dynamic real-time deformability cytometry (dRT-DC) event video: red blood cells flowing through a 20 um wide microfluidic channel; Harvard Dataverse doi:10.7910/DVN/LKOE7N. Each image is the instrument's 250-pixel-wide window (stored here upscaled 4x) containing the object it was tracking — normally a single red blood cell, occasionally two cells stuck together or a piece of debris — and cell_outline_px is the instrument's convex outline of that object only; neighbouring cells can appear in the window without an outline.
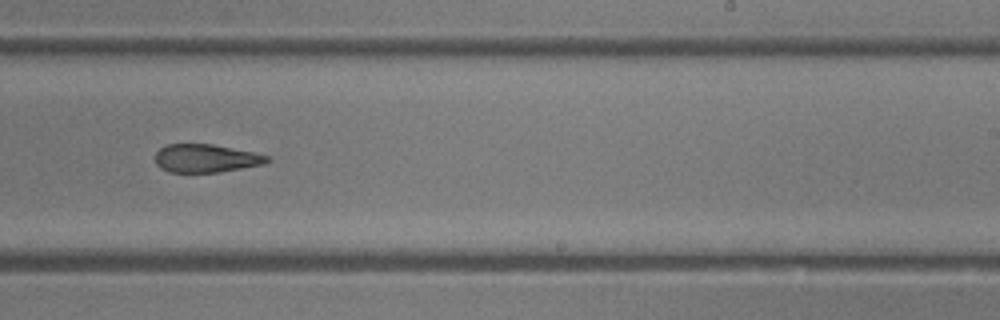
{"species": "common noctule bat (a hibernating species)", "species_latin": "Nyctalus noctula", "temperature_condition": "room temperature", "stored_images_in_passage": 24, "camera_frame_rate_fps": 3000, "um_per_image_px": 0.085, "animal": {"sex": "female"}, "frame": {"image": 1, "passage_image": 11, "time_ms": 3.333, "image_size_px": [1000, 320], "cell_outline_px": [[272, 160], [264, 164], [220, 172], [168, 172], [160, 168], [156, 164], [156, 152], [160, 148], [168, 144], [212, 144], [252, 152], [268, 156]], "centroid_in_image_um": [17.49, 13.46], "position_along_channel_um": 271.5, "area_um2": 18.32}}